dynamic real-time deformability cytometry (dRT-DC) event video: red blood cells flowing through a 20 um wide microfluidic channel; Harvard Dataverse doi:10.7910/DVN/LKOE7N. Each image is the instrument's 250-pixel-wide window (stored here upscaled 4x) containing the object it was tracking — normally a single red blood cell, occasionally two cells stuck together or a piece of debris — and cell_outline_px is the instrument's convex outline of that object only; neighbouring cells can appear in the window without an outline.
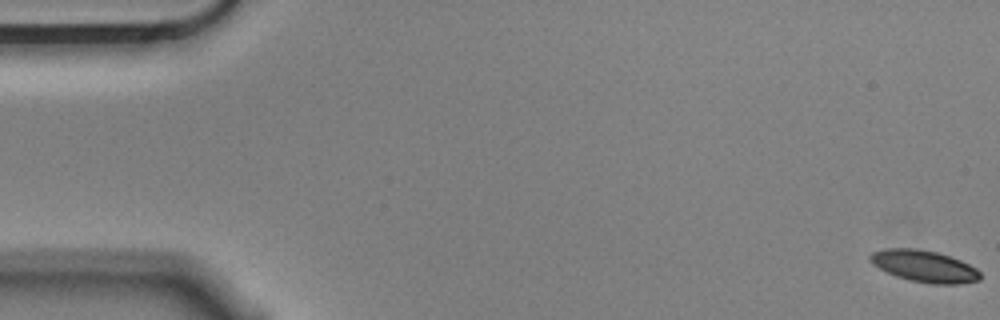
{"species": "Egyptian fruit bat (a non-hibernating species)", "species_latin": "Rousettus aegyptiacus", "temperature_condition": "cold", "stored_images_in_passage": 6, "camera_frame_rate_fps": 3000, "um_per_image_px": 0.085, "animal": {"sex": "male"}, "frame": {"image": 1, "passage_image": 1, "time_ms": 0.0, "image_size_px": [1000, 320], "cell_outline_px": [[980, 280], [960, 284], [932, 284], [908, 280], [896, 276], [872, 264], [868, 256], [872, 252], [884, 248], [916, 248], [936, 252], [960, 260], [976, 268], [980, 272]], "centroid_in_image_um": [78.55, 22.63], "position_along_channel_um": 6.5, "area_um2": 20.35}}
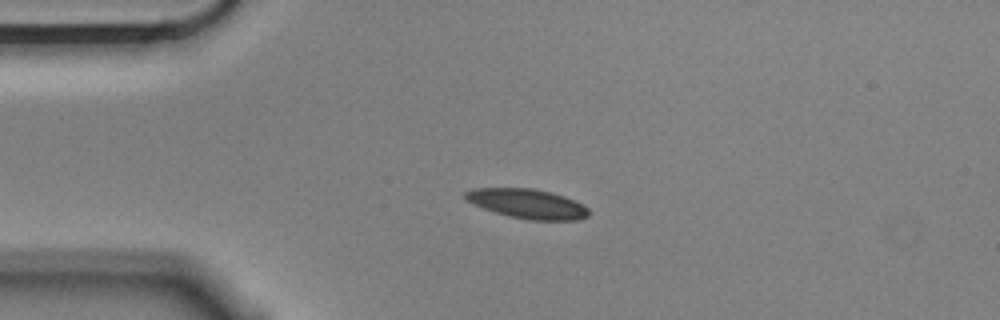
{"frame": {"image": 2, "passage_image": 4, "time_ms": 1.0, "image_size_px": [1000, 320], "cell_outline_px": [[588, 216], [580, 220], [528, 220], [508, 216], [472, 204], [464, 196], [464, 192], [472, 188], [532, 188], [552, 192], [564, 196], [588, 208]], "centroid_in_image_um": [44.81, 17.31], "position_along_channel_um": 40.2, "area_um2": 21.15}}
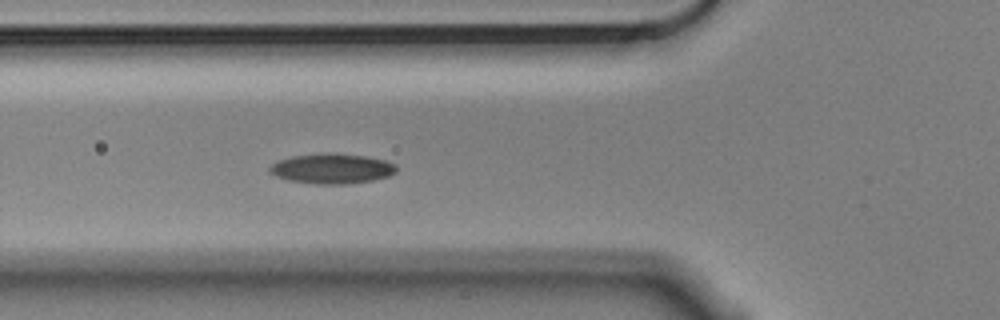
{"frame": {"image": 3, "passage_image": 6, "time_ms": 1.667, "image_size_px": [1000, 320], "cell_outline_px": [[396, 172], [388, 176], [372, 180], [348, 184], [320, 184], [288, 180], [276, 176], [268, 172], [268, 168], [272, 164], [280, 160], [292, 156], [328, 152], [368, 156], [384, 160], [396, 164]], "centroid_in_image_um": [28.21, 14.32], "position_along_channel_um": 97.6, "area_um2": 22.25}}